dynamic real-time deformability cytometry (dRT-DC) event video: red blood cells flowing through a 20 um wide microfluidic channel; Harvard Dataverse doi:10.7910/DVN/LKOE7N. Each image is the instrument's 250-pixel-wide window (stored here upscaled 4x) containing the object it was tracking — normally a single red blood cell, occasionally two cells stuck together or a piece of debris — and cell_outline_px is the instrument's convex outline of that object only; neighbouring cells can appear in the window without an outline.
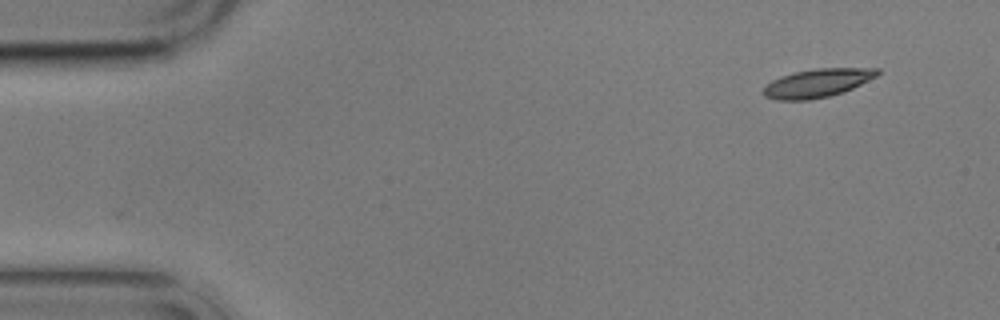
{"species": "common noctule bat (a hibernating species)", "species_latin": "Nyctalus noctula", "temperature_condition": "cold", "stored_images_in_passage": 4, "camera_frame_rate_fps": 3000, "um_per_image_px": 0.085, "animal": {"sex": "male", "body_mass_g": 17.9}, "frame": {"image": 1, "passage_image": 1, "time_ms": 0.0, "image_size_px": [1000, 320], "cell_outline_px": [[880, 72], [876, 76], [844, 92], [828, 96], [808, 100], [776, 100], [764, 96], [764, 88], [772, 80], [780, 76], [796, 72], [816, 68], [880, 68]], "centroid_in_image_um": [69.48, 7.06], "position_along_channel_um": 15.5, "area_um2": 18.73}}
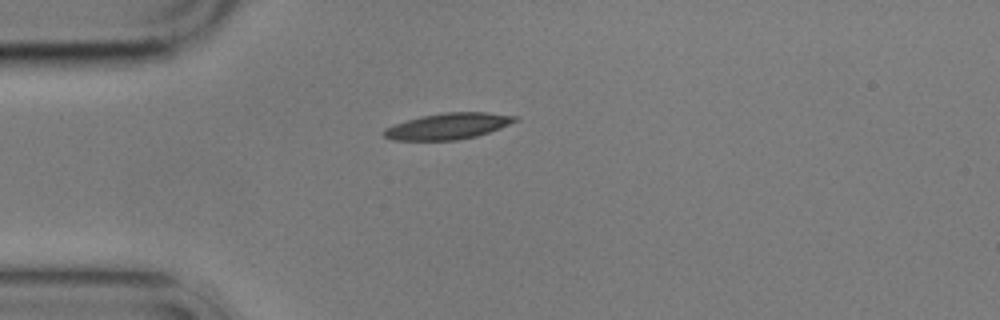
{"frame": {"image": 2, "passage_image": 4, "time_ms": 3.333, "image_size_px": [1000, 320], "cell_outline_px": [[516, 120], [500, 128], [476, 136], [456, 140], [392, 140], [384, 136], [380, 132], [384, 128], [408, 120], [424, 116], [444, 112], [484, 112], [516, 116]], "centroid_in_image_um": [38.03, 10.73], "position_along_channel_um": 47.0, "area_um2": 19.65}}